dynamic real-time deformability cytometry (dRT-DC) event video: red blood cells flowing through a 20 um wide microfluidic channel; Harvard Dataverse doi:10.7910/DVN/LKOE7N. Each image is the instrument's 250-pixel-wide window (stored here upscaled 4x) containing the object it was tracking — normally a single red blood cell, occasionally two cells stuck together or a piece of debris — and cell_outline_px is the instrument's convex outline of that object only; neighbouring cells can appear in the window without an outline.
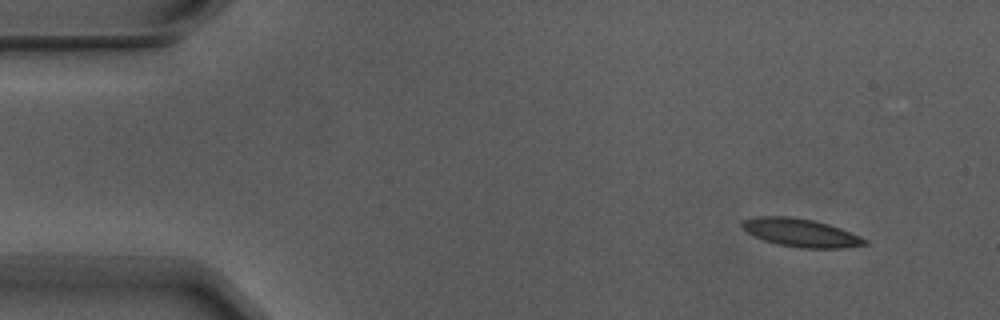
{"species": "Egyptian fruit bat (a non-hibernating species)", "species_latin": "Rousettus aegyptiacus", "temperature_condition": "warm", "stored_images_in_passage": 5, "camera_frame_rate_fps": 3000, "um_per_image_px": 0.085, "animal": {"sex": "male"}, "frame": {"image": 1, "passage_image": 1, "time_ms": 0.0, "image_size_px": [1000, 320], "cell_outline_px": [[868, 244], [844, 248], [800, 248], [776, 244], [764, 240], [748, 232], [740, 224], [740, 220], [756, 216], [788, 216], [812, 220], [828, 224], [840, 228], [860, 236], [868, 240]], "centroid_in_image_um": [68.06, 19.78], "position_along_channel_um": 16.9, "area_um2": 20.11}}